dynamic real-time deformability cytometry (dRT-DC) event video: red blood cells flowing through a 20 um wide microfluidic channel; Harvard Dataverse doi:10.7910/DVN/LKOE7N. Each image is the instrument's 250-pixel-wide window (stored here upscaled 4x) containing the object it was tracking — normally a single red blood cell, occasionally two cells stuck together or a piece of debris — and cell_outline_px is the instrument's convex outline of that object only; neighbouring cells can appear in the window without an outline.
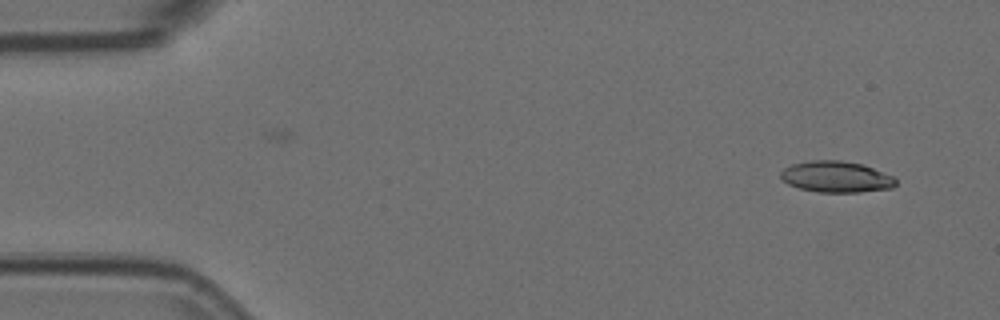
{"species": "Egyptian fruit bat (a non-hibernating species)", "species_latin": "Rousettus aegyptiacus", "temperature_condition": "room temperature", "stored_images_in_passage": 2, "camera_frame_rate_fps": 3000, "um_per_image_px": 0.085, "animal": {"sex": "female"}, "frame": {"image": 1, "passage_image": 2, "time_ms": 0.333, "image_size_px": [1000, 320], "cell_outline_px": [[896, 184], [892, 188], [860, 192], [816, 192], [800, 188], [788, 184], [780, 176], [780, 172], [784, 168], [792, 164], [812, 160], [840, 160], [864, 164], [892, 176], [896, 180]], "centroid_in_image_um": [71.08, 15.02], "position_along_channel_um": 13.9, "area_um2": 20.92}}